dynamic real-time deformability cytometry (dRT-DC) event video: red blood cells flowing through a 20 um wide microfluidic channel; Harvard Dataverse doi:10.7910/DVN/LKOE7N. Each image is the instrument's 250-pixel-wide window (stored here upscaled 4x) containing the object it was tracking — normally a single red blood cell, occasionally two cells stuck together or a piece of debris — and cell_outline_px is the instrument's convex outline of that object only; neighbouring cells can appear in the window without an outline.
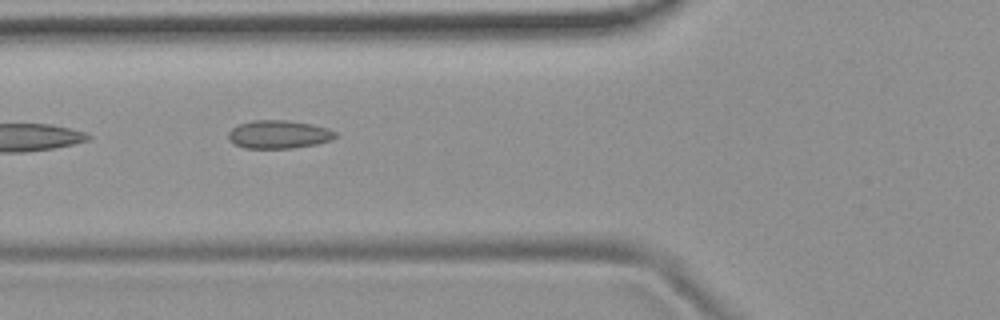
{"species": "common noctule bat (a hibernating species)", "species_latin": "Nyctalus noctula", "temperature_condition": "room temperature", "stored_images_in_passage": 10, "camera_frame_rate_fps": 3000, "um_per_image_px": 0.085, "animal": {"sex": "female", "body_mass_g": 19.9}, "frame": {"image": 1, "passage_image": 5, "time_ms": 5.333, "image_size_px": [1000, 320], "cell_outline_px": [[336, 136], [332, 140], [316, 144], [292, 148], [244, 148], [232, 144], [228, 140], [228, 132], [236, 124], [252, 120], [288, 120], [312, 124], [328, 128], [336, 132]], "centroid_in_image_um": [23.65, 11.42], "position_along_channel_um": 102.2, "area_um2": 17.86}}
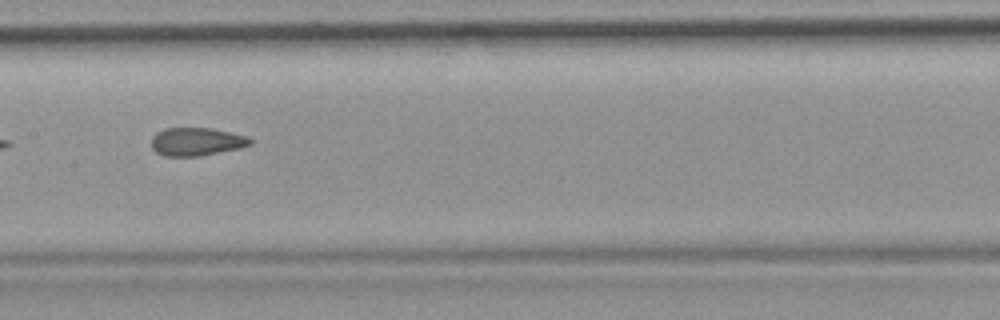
{"frame": {"image": 2, "passage_image": 7, "time_ms": 7.667, "image_size_px": [1000, 320], "cell_outline_px": [[252, 144], [240, 148], [200, 156], [164, 156], [156, 152], [152, 148], [152, 136], [156, 132], [164, 128], [212, 128], [248, 136], [252, 140]], "centroid_in_image_um": [16.7, 12.04], "position_along_channel_um": 190.7, "area_um2": 16.3}}
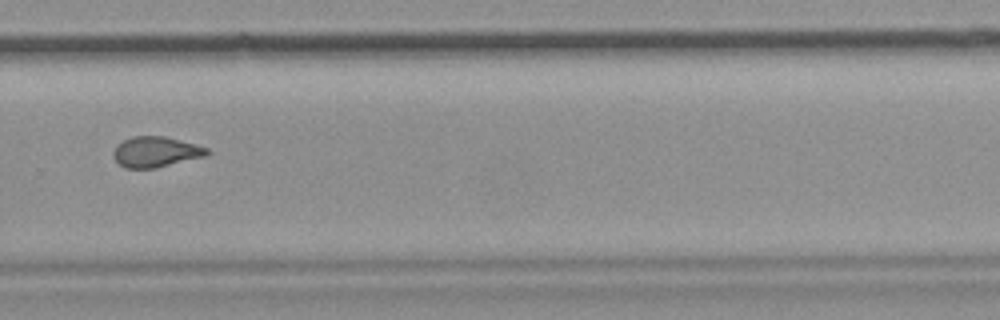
{"frame": {"image": 3, "passage_image": 10, "time_ms": 11.0, "image_size_px": [1000, 320], "cell_outline_px": [[212, 152], [204, 156], [156, 168], [124, 168], [112, 156], [112, 152], [116, 144], [132, 136], [164, 136], [208, 148]], "centroid_in_image_um": [13.2, 12.91], "position_along_channel_um": 316.6, "area_um2": 16.59}}